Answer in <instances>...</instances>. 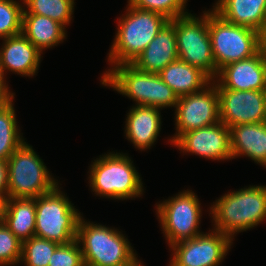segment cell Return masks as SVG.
<instances>
[{"instance_id":"1f68e13d","label":"cell","mask_w":266,"mask_h":266,"mask_svg":"<svg viewBox=\"0 0 266 266\" xmlns=\"http://www.w3.org/2000/svg\"><path fill=\"white\" fill-rule=\"evenodd\" d=\"M14 99V93L8 89L5 77L0 74V108Z\"/></svg>"},{"instance_id":"3957f363","label":"cell","mask_w":266,"mask_h":266,"mask_svg":"<svg viewBox=\"0 0 266 266\" xmlns=\"http://www.w3.org/2000/svg\"><path fill=\"white\" fill-rule=\"evenodd\" d=\"M127 13L118 19L117 33L108 53V62L116 66L132 63L169 21L164 15L141 10L129 3Z\"/></svg>"},{"instance_id":"d4e9b609","label":"cell","mask_w":266,"mask_h":266,"mask_svg":"<svg viewBox=\"0 0 266 266\" xmlns=\"http://www.w3.org/2000/svg\"><path fill=\"white\" fill-rule=\"evenodd\" d=\"M23 14H36L51 18L64 27L71 23L74 0H23ZM26 5V6H25Z\"/></svg>"},{"instance_id":"9c48e42d","label":"cell","mask_w":266,"mask_h":266,"mask_svg":"<svg viewBox=\"0 0 266 266\" xmlns=\"http://www.w3.org/2000/svg\"><path fill=\"white\" fill-rule=\"evenodd\" d=\"M195 16L189 13L169 20L175 26L178 59L201 69L214 80L219 71L208 30V11L201 18Z\"/></svg>"},{"instance_id":"ffe728a7","label":"cell","mask_w":266,"mask_h":266,"mask_svg":"<svg viewBox=\"0 0 266 266\" xmlns=\"http://www.w3.org/2000/svg\"><path fill=\"white\" fill-rule=\"evenodd\" d=\"M233 158L247 156L266 168V122L230 127Z\"/></svg>"},{"instance_id":"d6986e66","label":"cell","mask_w":266,"mask_h":266,"mask_svg":"<svg viewBox=\"0 0 266 266\" xmlns=\"http://www.w3.org/2000/svg\"><path fill=\"white\" fill-rule=\"evenodd\" d=\"M212 10L225 21L251 28L264 37L266 0H218Z\"/></svg>"},{"instance_id":"7c38bea8","label":"cell","mask_w":266,"mask_h":266,"mask_svg":"<svg viewBox=\"0 0 266 266\" xmlns=\"http://www.w3.org/2000/svg\"><path fill=\"white\" fill-rule=\"evenodd\" d=\"M204 232L170 246L169 266H218L227 255L232 240L220 231Z\"/></svg>"},{"instance_id":"4fadbf2b","label":"cell","mask_w":266,"mask_h":266,"mask_svg":"<svg viewBox=\"0 0 266 266\" xmlns=\"http://www.w3.org/2000/svg\"><path fill=\"white\" fill-rule=\"evenodd\" d=\"M217 90L219 119L227 127L266 122V90Z\"/></svg>"},{"instance_id":"4dcf8cb0","label":"cell","mask_w":266,"mask_h":266,"mask_svg":"<svg viewBox=\"0 0 266 266\" xmlns=\"http://www.w3.org/2000/svg\"><path fill=\"white\" fill-rule=\"evenodd\" d=\"M8 190V164L0 160V194L7 199Z\"/></svg>"},{"instance_id":"52a82bcc","label":"cell","mask_w":266,"mask_h":266,"mask_svg":"<svg viewBox=\"0 0 266 266\" xmlns=\"http://www.w3.org/2000/svg\"><path fill=\"white\" fill-rule=\"evenodd\" d=\"M7 164V198H37L58 185L43 160L25 141L8 158Z\"/></svg>"},{"instance_id":"7a4b0ae2","label":"cell","mask_w":266,"mask_h":266,"mask_svg":"<svg viewBox=\"0 0 266 266\" xmlns=\"http://www.w3.org/2000/svg\"><path fill=\"white\" fill-rule=\"evenodd\" d=\"M101 83L133 99L136 105L159 109L176 107L178 96L158 74L139 70L132 63H123L108 69Z\"/></svg>"},{"instance_id":"2e32d148","label":"cell","mask_w":266,"mask_h":266,"mask_svg":"<svg viewBox=\"0 0 266 266\" xmlns=\"http://www.w3.org/2000/svg\"><path fill=\"white\" fill-rule=\"evenodd\" d=\"M3 41L0 49V74L4 77V72L9 70L21 76L36 75L42 52L22 33L4 38Z\"/></svg>"},{"instance_id":"ba28073f","label":"cell","mask_w":266,"mask_h":266,"mask_svg":"<svg viewBox=\"0 0 266 266\" xmlns=\"http://www.w3.org/2000/svg\"><path fill=\"white\" fill-rule=\"evenodd\" d=\"M59 185L36 198L35 236L67 244L76 239L81 217Z\"/></svg>"},{"instance_id":"4316f807","label":"cell","mask_w":266,"mask_h":266,"mask_svg":"<svg viewBox=\"0 0 266 266\" xmlns=\"http://www.w3.org/2000/svg\"><path fill=\"white\" fill-rule=\"evenodd\" d=\"M24 5L14 0H0V39L22 32Z\"/></svg>"},{"instance_id":"cb8c5ba5","label":"cell","mask_w":266,"mask_h":266,"mask_svg":"<svg viewBox=\"0 0 266 266\" xmlns=\"http://www.w3.org/2000/svg\"><path fill=\"white\" fill-rule=\"evenodd\" d=\"M13 99L0 108V160L7 161L24 142L17 126Z\"/></svg>"},{"instance_id":"277c9868","label":"cell","mask_w":266,"mask_h":266,"mask_svg":"<svg viewBox=\"0 0 266 266\" xmlns=\"http://www.w3.org/2000/svg\"><path fill=\"white\" fill-rule=\"evenodd\" d=\"M119 230L87 222L80 217L76 240L85 266H123L136 258L130 242Z\"/></svg>"},{"instance_id":"83f0119b","label":"cell","mask_w":266,"mask_h":266,"mask_svg":"<svg viewBox=\"0 0 266 266\" xmlns=\"http://www.w3.org/2000/svg\"><path fill=\"white\" fill-rule=\"evenodd\" d=\"M128 3L141 10L160 13L169 20L189 14L185 10L187 0H128Z\"/></svg>"},{"instance_id":"ac0fdd59","label":"cell","mask_w":266,"mask_h":266,"mask_svg":"<svg viewBox=\"0 0 266 266\" xmlns=\"http://www.w3.org/2000/svg\"><path fill=\"white\" fill-rule=\"evenodd\" d=\"M159 108L135 105L127 114L126 137L135 148L142 150L150 149L157 140L161 130V115Z\"/></svg>"},{"instance_id":"f1b7e54d","label":"cell","mask_w":266,"mask_h":266,"mask_svg":"<svg viewBox=\"0 0 266 266\" xmlns=\"http://www.w3.org/2000/svg\"><path fill=\"white\" fill-rule=\"evenodd\" d=\"M22 241L19 240L5 225L0 221V266H14L20 263Z\"/></svg>"},{"instance_id":"8992f818","label":"cell","mask_w":266,"mask_h":266,"mask_svg":"<svg viewBox=\"0 0 266 266\" xmlns=\"http://www.w3.org/2000/svg\"><path fill=\"white\" fill-rule=\"evenodd\" d=\"M208 30L218 71L227 64L252 57L265 45L259 32L229 23L213 10H208Z\"/></svg>"},{"instance_id":"44dd1931","label":"cell","mask_w":266,"mask_h":266,"mask_svg":"<svg viewBox=\"0 0 266 266\" xmlns=\"http://www.w3.org/2000/svg\"><path fill=\"white\" fill-rule=\"evenodd\" d=\"M158 75L178 97L199 92L212 82L201 69L179 59L169 63Z\"/></svg>"},{"instance_id":"6da1fadb","label":"cell","mask_w":266,"mask_h":266,"mask_svg":"<svg viewBox=\"0 0 266 266\" xmlns=\"http://www.w3.org/2000/svg\"><path fill=\"white\" fill-rule=\"evenodd\" d=\"M214 230L234 234L257 226L266 219V186H249L228 192L210 207Z\"/></svg>"},{"instance_id":"5bb4252c","label":"cell","mask_w":266,"mask_h":266,"mask_svg":"<svg viewBox=\"0 0 266 266\" xmlns=\"http://www.w3.org/2000/svg\"><path fill=\"white\" fill-rule=\"evenodd\" d=\"M183 153H192L212 160L233 159L230 128L221 121L181 134L173 143Z\"/></svg>"},{"instance_id":"8fae6325","label":"cell","mask_w":266,"mask_h":266,"mask_svg":"<svg viewBox=\"0 0 266 266\" xmlns=\"http://www.w3.org/2000/svg\"><path fill=\"white\" fill-rule=\"evenodd\" d=\"M175 122L177 132L169 139L171 143L183 133L220 122L219 97L215 81L199 92L178 97Z\"/></svg>"},{"instance_id":"d6a6232c","label":"cell","mask_w":266,"mask_h":266,"mask_svg":"<svg viewBox=\"0 0 266 266\" xmlns=\"http://www.w3.org/2000/svg\"><path fill=\"white\" fill-rule=\"evenodd\" d=\"M6 198L0 194V221H2V216L5 208Z\"/></svg>"},{"instance_id":"30bf717a","label":"cell","mask_w":266,"mask_h":266,"mask_svg":"<svg viewBox=\"0 0 266 266\" xmlns=\"http://www.w3.org/2000/svg\"><path fill=\"white\" fill-rule=\"evenodd\" d=\"M156 214L168 245L194 238L200 232V201L192 190L179 192L175 197L156 205Z\"/></svg>"},{"instance_id":"9a60e30c","label":"cell","mask_w":266,"mask_h":266,"mask_svg":"<svg viewBox=\"0 0 266 266\" xmlns=\"http://www.w3.org/2000/svg\"><path fill=\"white\" fill-rule=\"evenodd\" d=\"M216 78L212 81L217 89L266 90V46L250 58L225 65Z\"/></svg>"},{"instance_id":"7402d4cb","label":"cell","mask_w":266,"mask_h":266,"mask_svg":"<svg viewBox=\"0 0 266 266\" xmlns=\"http://www.w3.org/2000/svg\"><path fill=\"white\" fill-rule=\"evenodd\" d=\"M36 198H7L2 221L22 242L35 236Z\"/></svg>"},{"instance_id":"f546056e","label":"cell","mask_w":266,"mask_h":266,"mask_svg":"<svg viewBox=\"0 0 266 266\" xmlns=\"http://www.w3.org/2000/svg\"><path fill=\"white\" fill-rule=\"evenodd\" d=\"M48 266H85L80 245L75 239L67 244H60L50 257Z\"/></svg>"},{"instance_id":"e575fe53","label":"cell","mask_w":266,"mask_h":266,"mask_svg":"<svg viewBox=\"0 0 266 266\" xmlns=\"http://www.w3.org/2000/svg\"><path fill=\"white\" fill-rule=\"evenodd\" d=\"M266 37V17H265V24H264V38Z\"/></svg>"},{"instance_id":"836d02e7","label":"cell","mask_w":266,"mask_h":266,"mask_svg":"<svg viewBox=\"0 0 266 266\" xmlns=\"http://www.w3.org/2000/svg\"><path fill=\"white\" fill-rule=\"evenodd\" d=\"M123 266H144L140 260L137 259V257L130 263L123 265Z\"/></svg>"},{"instance_id":"5b68a950","label":"cell","mask_w":266,"mask_h":266,"mask_svg":"<svg viewBox=\"0 0 266 266\" xmlns=\"http://www.w3.org/2000/svg\"><path fill=\"white\" fill-rule=\"evenodd\" d=\"M126 154L108 153L94 160L89 184L100 197L127 200L140 197L144 191L142 179Z\"/></svg>"},{"instance_id":"e0dca14e","label":"cell","mask_w":266,"mask_h":266,"mask_svg":"<svg viewBox=\"0 0 266 266\" xmlns=\"http://www.w3.org/2000/svg\"><path fill=\"white\" fill-rule=\"evenodd\" d=\"M177 59L175 26L168 21L132 64L141 71L158 74Z\"/></svg>"},{"instance_id":"484cf974","label":"cell","mask_w":266,"mask_h":266,"mask_svg":"<svg viewBox=\"0 0 266 266\" xmlns=\"http://www.w3.org/2000/svg\"><path fill=\"white\" fill-rule=\"evenodd\" d=\"M60 244L33 236L22 242L21 259L25 266H48L50 257Z\"/></svg>"},{"instance_id":"603a6c76","label":"cell","mask_w":266,"mask_h":266,"mask_svg":"<svg viewBox=\"0 0 266 266\" xmlns=\"http://www.w3.org/2000/svg\"><path fill=\"white\" fill-rule=\"evenodd\" d=\"M65 27L49 17L36 14L22 15V34L41 52L57 46L66 37Z\"/></svg>"}]
</instances>
